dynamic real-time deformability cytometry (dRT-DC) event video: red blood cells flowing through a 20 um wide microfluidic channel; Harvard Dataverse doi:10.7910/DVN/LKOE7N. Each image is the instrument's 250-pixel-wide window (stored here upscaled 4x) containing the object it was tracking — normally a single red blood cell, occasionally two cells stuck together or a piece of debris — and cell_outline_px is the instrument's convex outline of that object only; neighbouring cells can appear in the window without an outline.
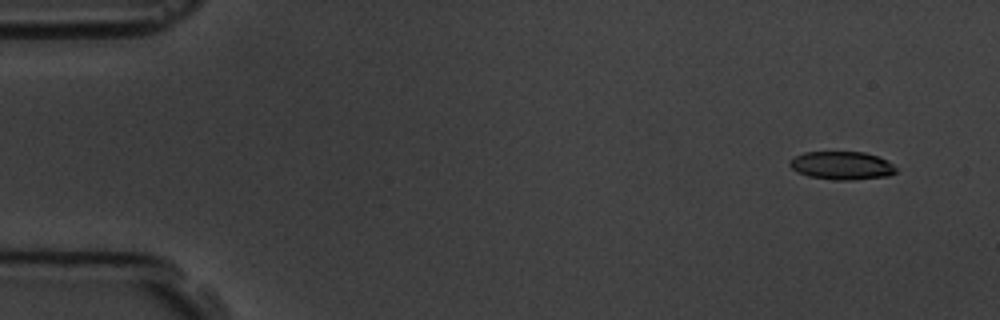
{"species": "common noctule bat (a hibernating species)", "species_latin": "Nyctalus noctula", "temperature_condition": "room temperature", "stored_images_in_passage": 5, "camera_frame_rate_fps": 3000, "um_per_image_px": 0.085, "animal": {"sex": "male", "body_mass_g": 19.5, "forearm_length_mm": 54.6}, "frame": {"image": 1, "passage_image": 2, "time_ms": 1.0, "image_size_px": [1000, 320], "cell_outline_px": [[896, 172], [888, 176], [852, 180], [832, 180], [808, 176], [792, 168], [788, 164], [788, 160], [804, 152], [864, 152], [876, 156], [892, 164], [896, 168]], "centroid_in_image_um": [71.53, 14.07], "position_along_channel_um": 13.5, "area_um2": 17.34}}
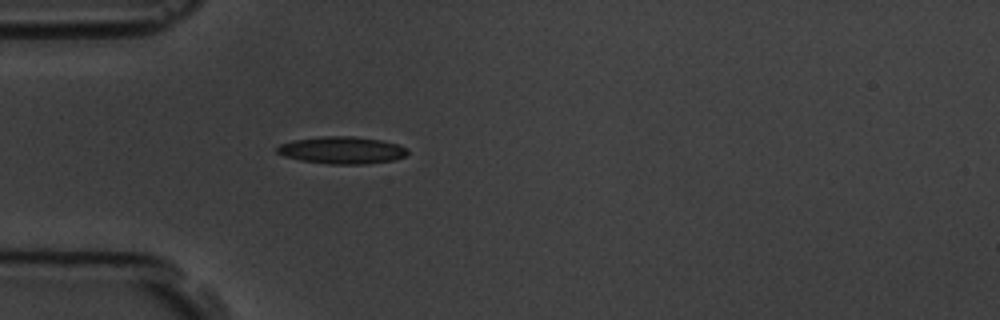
{"frame": {"image": 2, "passage_image": 5, "time_ms": 5.333, "image_size_px": [1000, 320], "cell_outline_px": [[408, 152], [404, 156], [396, 160], [364, 164], [328, 164], [300, 160], [284, 156], [276, 152], [276, 148], [280, 144], [292, 140], [320, 136], [352, 136], [380, 140], [396, 144], [408, 148]], "centroid_in_image_um": [29.04, 12.77], "position_along_channel_um": 56.0, "area_um2": 20.75}}